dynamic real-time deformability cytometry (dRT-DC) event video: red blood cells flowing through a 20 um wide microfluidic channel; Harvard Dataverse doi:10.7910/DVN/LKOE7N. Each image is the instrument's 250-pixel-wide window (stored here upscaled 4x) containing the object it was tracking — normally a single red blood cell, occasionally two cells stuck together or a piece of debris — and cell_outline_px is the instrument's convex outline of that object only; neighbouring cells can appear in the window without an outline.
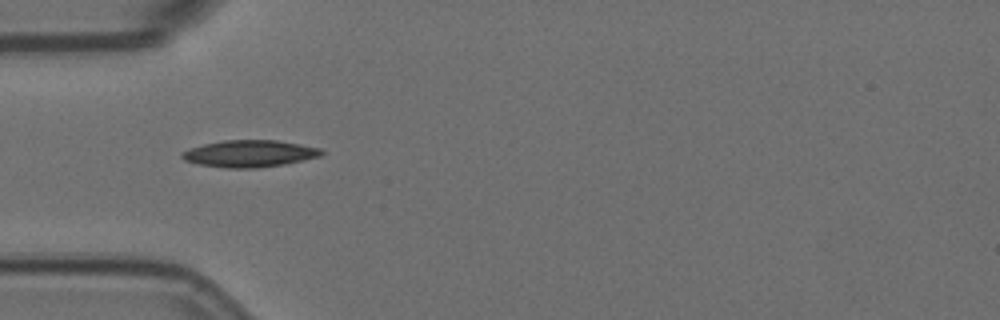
{"species": "Egyptian fruit bat (a non-hibernating species)", "species_latin": "Rousettus aegyptiacus", "temperature_condition": "room temperature", "stored_images_in_passage": 6, "camera_frame_rate_fps": 3000, "um_per_image_px": 0.085, "animal": {"sex": "female"}, "frame": {"image": 1, "passage_image": 3, "time_ms": 0.667, "image_size_px": [1000, 320], "cell_outline_px": [[324, 152], [320, 156], [304, 160], [284, 164], [256, 168], [228, 168], [200, 164], [184, 160], [180, 156], [180, 152], [204, 144], [224, 140], [276, 140], [300, 144], [320, 148]], "centroid_in_image_um": [21.21, 13.05], "position_along_channel_um": 63.8, "area_um2": 21.73}}
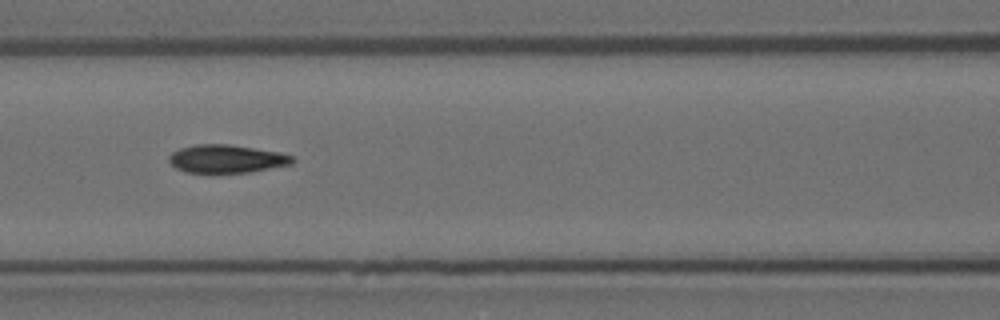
{"frame": {"image": 2, "passage_image": 5, "time_ms": 1.333, "image_size_px": [1000, 320], "cell_outline_px": [[296, 160], [292, 164], [248, 172], [184, 172], [176, 168], [168, 160], [168, 156], [172, 152], [180, 148], [196, 144], [228, 144], [280, 152], [292, 156]], "centroid_in_image_um": [19.25, 13.49], "position_along_channel_um": 147.4, "area_um2": 20.11}}
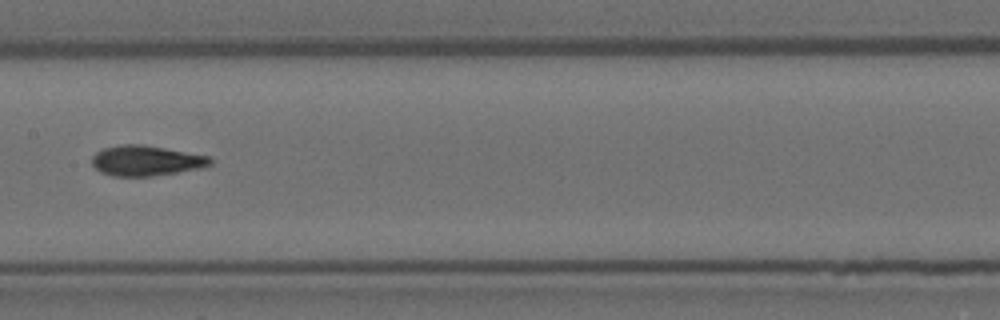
{"frame": {"image": 3, "passage_image": 6, "time_ms": 1.667, "image_size_px": [1000, 320], "cell_outline_px": [[212, 164], [200, 168], [152, 176], [112, 176], [100, 172], [92, 164], [92, 156], [96, 152], [104, 148], [120, 144], [140, 144], [164, 148], [208, 156], [212, 160]], "centroid_in_image_um": [12.37, 13.66], "position_along_channel_um": 195.0, "area_um2": 20.69}}